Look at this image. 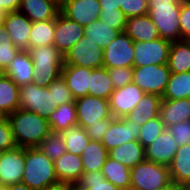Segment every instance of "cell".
<instances>
[{
  "label": "cell",
  "mask_w": 190,
  "mask_h": 190,
  "mask_svg": "<svg viewBox=\"0 0 190 190\" xmlns=\"http://www.w3.org/2000/svg\"><path fill=\"white\" fill-rule=\"evenodd\" d=\"M103 56L104 48L90 41L88 37H82L64 54V65L103 68Z\"/></svg>",
  "instance_id": "7"
},
{
  "label": "cell",
  "mask_w": 190,
  "mask_h": 190,
  "mask_svg": "<svg viewBox=\"0 0 190 190\" xmlns=\"http://www.w3.org/2000/svg\"><path fill=\"white\" fill-rule=\"evenodd\" d=\"M125 0H99L101 11H114L124 7Z\"/></svg>",
  "instance_id": "50"
},
{
  "label": "cell",
  "mask_w": 190,
  "mask_h": 190,
  "mask_svg": "<svg viewBox=\"0 0 190 190\" xmlns=\"http://www.w3.org/2000/svg\"><path fill=\"white\" fill-rule=\"evenodd\" d=\"M77 124L86 129L90 124L105 118H114L110 111L109 100L87 95L75 100Z\"/></svg>",
  "instance_id": "11"
},
{
  "label": "cell",
  "mask_w": 190,
  "mask_h": 190,
  "mask_svg": "<svg viewBox=\"0 0 190 190\" xmlns=\"http://www.w3.org/2000/svg\"><path fill=\"white\" fill-rule=\"evenodd\" d=\"M27 51L34 66L32 83L48 87L52 81L61 76L64 55L54 45L29 48Z\"/></svg>",
  "instance_id": "3"
},
{
  "label": "cell",
  "mask_w": 190,
  "mask_h": 190,
  "mask_svg": "<svg viewBox=\"0 0 190 190\" xmlns=\"http://www.w3.org/2000/svg\"><path fill=\"white\" fill-rule=\"evenodd\" d=\"M175 190H190V185H175Z\"/></svg>",
  "instance_id": "55"
},
{
  "label": "cell",
  "mask_w": 190,
  "mask_h": 190,
  "mask_svg": "<svg viewBox=\"0 0 190 190\" xmlns=\"http://www.w3.org/2000/svg\"><path fill=\"white\" fill-rule=\"evenodd\" d=\"M148 1H155V0H148ZM156 1H183V0H156Z\"/></svg>",
  "instance_id": "60"
},
{
  "label": "cell",
  "mask_w": 190,
  "mask_h": 190,
  "mask_svg": "<svg viewBox=\"0 0 190 190\" xmlns=\"http://www.w3.org/2000/svg\"><path fill=\"white\" fill-rule=\"evenodd\" d=\"M114 89L132 83L133 67L107 68Z\"/></svg>",
  "instance_id": "44"
},
{
  "label": "cell",
  "mask_w": 190,
  "mask_h": 190,
  "mask_svg": "<svg viewBox=\"0 0 190 190\" xmlns=\"http://www.w3.org/2000/svg\"><path fill=\"white\" fill-rule=\"evenodd\" d=\"M21 0H0V7L7 13L19 10Z\"/></svg>",
  "instance_id": "51"
},
{
  "label": "cell",
  "mask_w": 190,
  "mask_h": 190,
  "mask_svg": "<svg viewBox=\"0 0 190 190\" xmlns=\"http://www.w3.org/2000/svg\"><path fill=\"white\" fill-rule=\"evenodd\" d=\"M8 190H33V189L28 187L26 184L18 183L8 186Z\"/></svg>",
  "instance_id": "53"
},
{
  "label": "cell",
  "mask_w": 190,
  "mask_h": 190,
  "mask_svg": "<svg viewBox=\"0 0 190 190\" xmlns=\"http://www.w3.org/2000/svg\"><path fill=\"white\" fill-rule=\"evenodd\" d=\"M7 118L18 147H38L51 132L46 118L27 110L18 108Z\"/></svg>",
  "instance_id": "1"
},
{
  "label": "cell",
  "mask_w": 190,
  "mask_h": 190,
  "mask_svg": "<svg viewBox=\"0 0 190 190\" xmlns=\"http://www.w3.org/2000/svg\"><path fill=\"white\" fill-rule=\"evenodd\" d=\"M171 71L168 64L133 67L132 83L147 94L163 96Z\"/></svg>",
  "instance_id": "6"
},
{
  "label": "cell",
  "mask_w": 190,
  "mask_h": 190,
  "mask_svg": "<svg viewBox=\"0 0 190 190\" xmlns=\"http://www.w3.org/2000/svg\"><path fill=\"white\" fill-rule=\"evenodd\" d=\"M92 70L85 67L63 65L61 76L75 100L88 95Z\"/></svg>",
  "instance_id": "19"
},
{
  "label": "cell",
  "mask_w": 190,
  "mask_h": 190,
  "mask_svg": "<svg viewBox=\"0 0 190 190\" xmlns=\"http://www.w3.org/2000/svg\"><path fill=\"white\" fill-rule=\"evenodd\" d=\"M7 118V116L2 112V110L0 109V120H3Z\"/></svg>",
  "instance_id": "58"
},
{
  "label": "cell",
  "mask_w": 190,
  "mask_h": 190,
  "mask_svg": "<svg viewBox=\"0 0 190 190\" xmlns=\"http://www.w3.org/2000/svg\"><path fill=\"white\" fill-rule=\"evenodd\" d=\"M60 12L85 27L100 17L99 0H65Z\"/></svg>",
  "instance_id": "15"
},
{
  "label": "cell",
  "mask_w": 190,
  "mask_h": 190,
  "mask_svg": "<svg viewBox=\"0 0 190 190\" xmlns=\"http://www.w3.org/2000/svg\"><path fill=\"white\" fill-rule=\"evenodd\" d=\"M124 32L134 42L154 41L160 38L157 27L148 14L127 18Z\"/></svg>",
  "instance_id": "21"
},
{
  "label": "cell",
  "mask_w": 190,
  "mask_h": 190,
  "mask_svg": "<svg viewBox=\"0 0 190 190\" xmlns=\"http://www.w3.org/2000/svg\"><path fill=\"white\" fill-rule=\"evenodd\" d=\"M53 3L57 4L60 8L64 4L65 0H50Z\"/></svg>",
  "instance_id": "57"
},
{
  "label": "cell",
  "mask_w": 190,
  "mask_h": 190,
  "mask_svg": "<svg viewBox=\"0 0 190 190\" xmlns=\"http://www.w3.org/2000/svg\"><path fill=\"white\" fill-rule=\"evenodd\" d=\"M52 92L48 87H40L29 83L19 87V109L27 110L46 118L53 112Z\"/></svg>",
  "instance_id": "8"
},
{
  "label": "cell",
  "mask_w": 190,
  "mask_h": 190,
  "mask_svg": "<svg viewBox=\"0 0 190 190\" xmlns=\"http://www.w3.org/2000/svg\"><path fill=\"white\" fill-rule=\"evenodd\" d=\"M108 158V150L101 142L90 141L81 154L84 172L101 171Z\"/></svg>",
  "instance_id": "32"
},
{
  "label": "cell",
  "mask_w": 190,
  "mask_h": 190,
  "mask_svg": "<svg viewBox=\"0 0 190 190\" xmlns=\"http://www.w3.org/2000/svg\"><path fill=\"white\" fill-rule=\"evenodd\" d=\"M120 31L105 24L100 19L93 21L84 27V37H88L90 41L105 48L112 40H114Z\"/></svg>",
  "instance_id": "34"
},
{
  "label": "cell",
  "mask_w": 190,
  "mask_h": 190,
  "mask_svg": "<svg viewBox=\"0 0 190 190\" xmlns=\"http://www.w3.org/2000/svg\"><path fill=\"white\" fill-rule=\"evenodd\" d=\"M0 190H8V186H5L4 184L0 183Z\"/></svg>",
  "instance_id": "59"
},
{
  "label": "cell",
  "mask_w": 190,
  "mask_h": 190,
  "mask_svg": "<svg viewBox=\"0 0 190 190\" xmlns=\"http://www.w3.org/2000/svg\"><path fill=\"white\" fill-rule=\"evenodd\" d=\"M113 119L114 118H105L102 119L100 122L90 124L86 128L87 135L89 136L90 140L101 142Z\"/></svg>",
  "instance_id": "49"
},
{
  "label": "cell",
  "mask_w": 190,
  "mask_h": 190,
  "mask_svg": "<svg viewBox=\"0 0 190 190\" xmlns=\"http://www.w3.org/2000/svg\"><path fill=\"white\" fill-rule=\"evenodd\" d=\"M120 10L127 18L142 16L148 14L149 3L148 0H125L124 7H120Z\"/></svg>",
  "instance_id": "46"
},
{
  "label": "cell",
  "mask_w": 190,
  "mask_h": 190,
  "mask_svg": "<svg viewBox=\"0 0 190 190\" xmlns=\"http://www.w3.org/2000/svg\"><path fill=\"white\" fill-rule=\"evenodd\" d=\"M169 172L175 185H190V144L178 148L169 165Z\"/></svg>",
  "instance_id": "27"
},
{
  "label": "cell",
  "mask_w": 190,
  "mask_h": 190,
  "mask_svg": "<svg viewBox=\"0 0 190 190\" xmlns=\"http://www.w3.org/2000/svg\"><path fill=\"white\" fill-rule=\"evenodd\" d=\"M133 62L134 41L125 32H120L118 36L104 48L103 67H133Z\"/></svg>",
  "instance_id": "10"
},
{
  "label": "cell",
  "mask_w": 190,
  "mask_h": 190,
  "mask_svg": "<svg viewBox=\"0 0 190 190\" xmlns=\"http://www.w3.org/2000/svg\"><path fill=\"white\" fill-rule=\"evenodd\" d=\"M59 182L54 161L48 158L40 148H25V168L22 183L33 190H43Z\"/></svg>",
  "instance_id": "2"
},
{
  "label": "cell",
  "mask_w": 190,
  "mask_h": 190,
  "mask_svg": "<svg viewBox=\"0 0 190 190\" xmlns=\"http://www.w3.org/2000/svg\"><path fill=\"white\" fill-rule=\"evenodd\" d=\"M166 129L171 133L179 147L190 144V120L170 125Z\"/></svg>",
  "instance_id": "45"
},
{
  "label": "cell",
  "mask_w": 190,
  "mask_h": 190,
  "mask_svg": "<svg viewBox=\"0 0 190 190\" xmlns=\"http://www.w3.org/2000/svg\"><path fill=\"white\" fill-rule=\"evenodd\" d=\"M19 87L32 83L34 66L28 51H20L4 72Z\"/></svg>",
  "instance_id": "24"
},
{
  "label": "cell",
  "mask_w": 190,
  "mask_h": 190,
  "mask_svg": "<svg viewBox=\"0 0 190 190\" xmlns=\"http://www.w3.org/2000/svg\"><path fill=\"white\" fill-rule=\"evenodd\" d=\"M74 185L73 183L59 181L47 186L43 190H72Z\"/></svg>",
  "instance_id": "52"
},
{
  "label": "cell",
  "mask_w": 190,
  "mask_h": 190,
  "mask_svg": "<svg viewBox=\"0 0 190 190\" xmlns=\"http://www.w3.org/2000/svg\"><path fill=\"white\" fill-rule=\"evenodd\" d=\"M144 94L145 92L134 83L114 89L109 98L112 116L114 118L126 117L135 108Z\"/></svg>",
  "instance_id": "14"
},
{
  "label": "cell",
  "mask_w": 190,
  "mask_h": 190,
  "mask_svg": "<svg viewBox=\"0 0 190 190\" xmlns=\"http://www.w3.org/2000/svg\"><path fill=\"white\" fill-rule=\"evenodd\" d=\"M64 136L66 151L81 156L91 141L86 129L79 124L73 125L61 132Z\"/></svg>",
  "instance_id": "37"
},
{
  "label": "cell",
  "mask_w": 190,
  "mask_h": 190,
  "mask_svg": "<svg viewBox=\"0 0 190 190\" xmlns=\"http://www.w3.org/2000/svg\"><path fill=\"white\" fill-rule=\"evenodd\" d=\"M72 190H84V189L78 188L77 186L74 185Z\"/></svg>",
  "instance_id": "61"
},
{
  "label": "cell",
  "mask_w": 190,
  "mask_h": 190,
  "mask_svg": "<svg viewBox=\"0 0 190 190\" xmlns=\"http://www.w3.org/2000/svg\"><path fill=\"white\" fill-rule=\"evenodd\" d=\"M190 98V71L171 73L162 99Z\"/></svg>",
  "instance_id": "33"
},
{
  "label": "cell",
  "mask_w": 190,
  "mask_h": 190,
  "mask_svg": "<svg viewBox=\"0 0 190 190\" xmlns=\"http://www.w3.org/2000/svg\"><path fill=\"white\" fill-rule=\"evenodd\" d=\"M178 148L176 140L165 129L151 144L145 147V158L147 161L169 166Z\"/></svg>",
  "instance_id": "18"
},
{
  "label": "cell",
  "mask_w": 190,
  "mask_h": 190,
  "mask_svg": "<svg viewBox=\"0 0 190 190\" xmlns=\"http://www.w3.org/2000/svg\"><path fill=\"white\" fill-rule=\"evenodd\" d=\"M88 95L109 100L114 91L107 68L93 69L90 76V87Z\"/></svg>",
  "instance_id": "35"
},
{
  "label": "cell",
  "mask_w": 190,
  "mask_h": 190,
  "mask_svg": "<svg viewBox=\"0 0 190 190\" xmlns=\"http://www.w3.org/2000/svg\"><path fill=\"white\" fill-rule=\"evenodd\" d=\"M6 14L7 12L0 7V25L4 23Z\"/></svg>",
  "instance_id": "54"
},
{
  "label": "cell",
  "mask_w": 190,
  "mask_h": 190,
  "mask_svg": "<svg viewBox=\"0 0 190 190\" xmlns=\"http://www.w3.org/2000/svg\"><path fill=\"white\" fill-rule=\"evenodd\" d=\"M159 190H175V184L172 182L169 186H166Z\"/></svg>",
  "instance_id": "56"
},
{
  "label": "cell",
  "mask_w": 190,
  "mask_h": 190,
  "mask_svg": "<svg viewBox=\"0 0 190 190\" xmlns=\"http://www.w3.org/2000/svg\"><path fill=\"white\" fill-rule=\"evenodd\" d=\"M168 67L171 73L190 71V41L178 40L171 43Z\"/></svg>",
  "instance_id": "31"
},
{
  "label": "cell",
  "mask_w": 190,
  "mask_h": 190,
  "mask_svg": "<svg viewBox=\"0 0 190 190\" xmlns=\"http://www.w3.org/2000/svg\"><path fill=\"white\" fill-rule=\"evenodd\" d=\"M165 128L190 120V98L162 99L159 113Z\"/></svg>",
  "instance_id": "20"
},
{
  "label": "cell",
  "mask_w": 190,
  "mask_h": 190,
  "mask_svg": "<svg viewBox=\"0 0 190 190\" xmlns=\"http://www.w3.org/2000/svg\"><path fill=\"white\" fill-rule=\"evenodd\" d=\"M75 186L84 190H121L105 179L101 171L84 172Z\"/></svg>",
  "instance_id": "38"
},
{
  "label": "cell",
  "mask_w": 190,
  "mask_h": 190,
  "mask_svg": "<svg viewBox=\"0 0 190 190\" xmlns=\"http://www.w3.org/2000/svg\"><path fill=\"white\" fill-rule=\"evenodd\" d=\"M54 168L59 181L73 184L84 173L81 156L67 151L54 161Z\"/></svg>",
  "instance_id": "22"
},
{
  "label": "cell",
  "mask_w": 190,
  "mask_h": 190,
  "mask_svg": "<svg viewBox=\"0 0 190 190\" xmlns=\"http://www.w3.org/2000/svg\"><path fill=\"white\" fill-rule=\"evenodd\" d=\"M19 108V86L7 75H0V109L8 116Z\"/></svg>",
  "instance_id": "29"
},
{
  "label": "cell",
  "mask_w": 190,
  "mask_h": 190,
  "mask_svg": "<svg viewBox=\"0 0 190 190\" xmlns=\"http://www.w3.org/2000/svg\"><path fill=\"white\" fill-rule=\"evenodd\" d=\"M48 89L50 92H52V107L54 110L60 105L75 102L71 90L67 87L66 82L62 76L52 81L48 85Z\"/></svg>",
  "instance_id": "41"
},
{
  "label": "cell",
  "mask_w": 190,
  "mask_h": 190,
  "mask_svg": "<svg viewBox=\"0 0 190 190\" xmlns=\"http://www.w3.org/2000/svg\"><path fill=\"white\" fill-rule=\"evenodd\" d=\"M55 19L32 22L29 48L54 44Z\"/></svg>",
  "instance_id": "36"
},
{
  "label": "cell",
  "mask_w": 190,
  "mask_h": 190,
  "mask_svg": "<svg viewBox=\"0 0 190 190\" xmlns=\"http://www.w3.org/2000/svg\"><path fill=\"white\" fill-rule=\"evenodd\" d=\"M130 190H159L172 183L169 166L143 161L131 168Z\"/></svg>",
  "instance_id": "5"
},
{
  "label": "cell",
  "mask_w": 190,
  "mask_h": 190,
  "mask_svg": "<svg viewBox=\"0 0 190 190\" xmlns=\"http://www.w3.org/2000/svg\"><path fill=\"white\" fill-rule=\"evenodd\" d=\"M170 48L171 42L162 38L134 42L133 67L168 64Z\"/></svg>",
  "instance_id": "9"
},
{
  "label": "cell",
  "mask_w": 190,
  "mask_h": 190,
  "mask_svg": "<svg viewBox=\"0 0 190 190\" xmlns=\"http://www.w3.org/2000/svg\"><path fill=\"white\" fill-rule=\"evenodd\" d=\"M104 178L109 180L121 190H130L131 188V169L108 156L101 170Z\"/></svg>",
  "instance_id": "28"
},
{
  "label": "cell",
  "mask_w": 190,
  "mask_h": 190,
  "mask_svg": "<svg viewBox=\"0 0 190 190\" xmlns=\"http://www.w3.org/2000/svg\"><path fill=\"white\" fill-rule=\"evenodd\" d=\"M19 11L32 22L56 19L60 7L50 0H21Z\"/></svg>",
  "instance_id": "23"
},
{
  "label": "cell",
  "mask_w": 190,
  "mask_h": 190,
  "mask_svg": "<svg viewBox=\"0 0 190 190\" xmlns=\"http://www.w3.org/2000/svg\"><path fill=\"white\" fill-rule=\"evenodd\" d=\"M82 37L84 27L60 12L55 19L53 45L64 55Z\"/></svg>",
  "instance_id": "16"
},
{
  "label": "cell",
  "mask_w": 190,
  "mask_h": 190,
  "mask_svg": "<svg viewBox=\"0 0 190 190\" xmlns=\"http://www.w3.org/2000/svg\"><path fill=\"white\" fill-rule=\"evenodd\" d=\"M148 16L156 25L160 38L175 42L181 40L180 8L182 1H148Z\"/></svg>",
  "instance_id": "4"
},
{
  "label": "cell",
  "mask_w": 190,
  "mask_h": 190,
  "mask_svg": "<svg viewBox=\"0 0 190 190\" xmlns=\"http://www.w3.org/2000/svg\"><path fill=\"white\" fill-rule=\"evenodd\" d=\"M165 129L164 123L159 115L141 126L138 141L145 148L147 145L151 144Z\"/></svg>",
  "instance_id": "42"
},
{
  "label": "cell",
  "mask_w": 190,
  "mask_h": 190,
  "mask_svg": "<svg viewBox=\"0 0 190 190\" xmlns=\"http://www.w3.org/2000/svg\"><path fill=\"white\" fill-rule=\"evenodd\" d=\"M20 51L9 38L4 25H0V70L3 73Z\"/></svg>",
  "instance_id": "40"
},
{
  "label": "cell",
  "mask_w": 190,
  "mask_h": 190,
  "mask_svg": "<svg viewBox=\"0 0 190 190\" xmlns=\"http://www.w3.org/2000/svg\"><path fill=\"white\" fill-rule=\"evenodd\" d=\"M25 168V148L16 147L0 152V183L10 186L22 183Z\"/></svg>",
  "instance_id": "12"
},
{
  "label": "cell",
  "mask_w": 190,
  "mask_h": 190,
  "mask_svg": "<svg viewBox=\"0 0 190 190\" xmlns=\"http://www.w3.org/2000/svg\"><path fill=\"white\" fill-rule=\"evenodd\" d=\"M3 25L14 45L22 51H27L32 21L17 10L6 14Z\"/></svg>",
  "instance_id": "17"
},
{
  "label": "cell",
  "mask_w": 190,
  "mask_h": 190,
  "mask_svg": "<svg viewBox=\"0 0 190 190\" xmlns=\"http://www.w3.org/2000/svg\"><path fill=\"white\" fill-rule=\"evenodd\" d=\"M17 147L8 118L0 120V152Z\"/></svg>",
  "instance_id": "47"
},
{
  "label": "cell",
  "mask_w": 190,
  "mask_h": 190,
  "mask_svg": "<svg viewBox=\"0 0 190 190\" xmlns=\"http://www.w3.org/2000/svg\"><path fill=\"white\" fill-rule=\"evenodd\" d=\"M141 125L135 121H130L126 117L114 118L101 143L109 151L122 143H127L139 139Z\"/></svg>",
  "instance_id": "13"
},
{
  "label": "cell",
  "mask_w": 190,
  "mask_h": 190,
  "mask_svg": "<svg viewBox=\"0 0 190 190\" xmlns=\"http://www.w3.org/2000/svg\"><path fill=\"white\" fill-rule=\"evenodd\" d=\"M108 156L130 169L146 160L145 148L137 140L122 143L116 148L109 150Z\"/></svg>",
  "instance_id": "25"
},
{
  "label": "cell",
  "mask_w": 190,
  "mask_h": 190,
  "mask_svg": "<svg viewBox=\"0 0 190 190\" xmlns=\"http://www.w3.org/2000/svg\"><path fill=\"white\" fill-rule=\"evenodd\" d=\"M99 19L120 32L125 31L127 17L120 9H115L114 11H101Z\"/></svg>",
  "instance_id": "43"
},
{
  "label": "cell",
  "mask_w": 190,
  "mask_h": 190,
  "mask_svg": "<svg viewBox=\"0 0 190 190\" xmlns=\"http://www.w3.org/2000/svg\"><path fill=\"white\" fill-rule=\"evenodd\" d=\"M161 101V96L145 93L126 118L142 126L147 121L159 116Z\"/></svg>",
  "instance_id": "26"
},
{
  "label": "cell",
  "mask_w": 190,
  "mask_h": 190,
  "mask_svg": "<svg viewBox=\"0 0 190 190\" xmlns=\"http://www.w3.org/2000/svg\"><path fill=\"white\" fill-rule=\"evenodd\" d=\"M38 148L52 161L66 152L64 136L61 132L51 131L40 143Z\"/></svg>",
  "instance_id": "39"
},
{
  "label": "cell",
  "mask_w": 190,
  "mask_h": 190,
  "mask_svg": "<svg viewBox=\"0 0 190 190\" xmlns=\"http://www.w3.org/2000/svg\"><path fill=\"white\" fill-rule=\"evenodd\" d=\"M181 40L190 41V4L183 0L180 8Z\"/></svg>",
  "instance_id": "48"
},
{
  "label": "cell",
  "mask_w": 190,
  "mask_h": 190,
  "mask_svg": "<svg viewBox=\"0 0 190 190\" xmlns=\"http://www.w3.org/2000/svg\"><path fill=\"white\" fill-rule=\"evenodd\" d=\"M48 123L53 132H62L77 124V110L75 102L58 106L48 118Z\"/></svg>",
  "instance_id": "30"
}]
</instances>
